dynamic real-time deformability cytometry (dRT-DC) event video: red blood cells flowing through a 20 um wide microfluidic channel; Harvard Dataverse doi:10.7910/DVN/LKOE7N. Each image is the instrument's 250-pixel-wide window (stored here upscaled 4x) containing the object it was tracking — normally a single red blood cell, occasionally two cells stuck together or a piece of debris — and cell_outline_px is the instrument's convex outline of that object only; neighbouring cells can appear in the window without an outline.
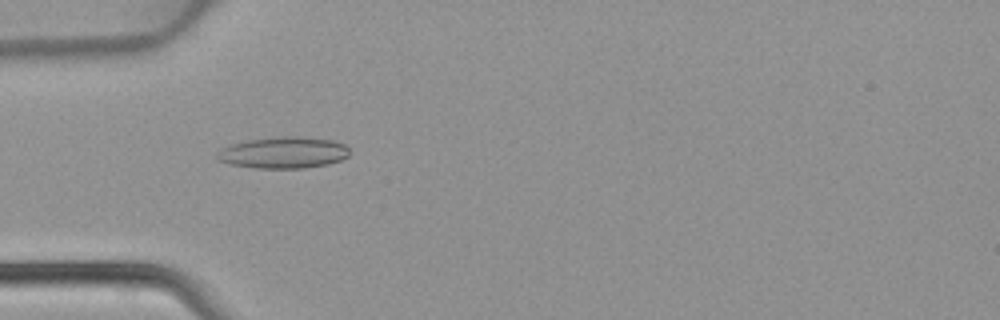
{"species": "common noctule bat (a hibernating species)", "species_latin": "Nyctalus noctula", "temperature_condition": "warm", "stored_images_in_passage": 46, "camera_frame_rate_fps": 3000, "um_per_image_px": 0.085, "animal": {"sex": "female", "body_mass_g": 22.7, "forearm_length_mm": 54.2}, "frame": {"image": 1, "passage_image": 14, "time_ms": 4.333, "image_size_px": [1000, 320], "cell_outline_px": [[348, 156], [340, 160], [328, 164], [304, 168], [256, 168], [232, 164], [216, 160], [216, 152], [220, 148], [232, 144], [248, 140], [276, 136], [300, 136], [332, 140], [344, 144], [348, 148]], "centroid_in_image_um": [24.06, 12.96], "position_along_channel_um": 60.9, "area_um2": 24.39}}
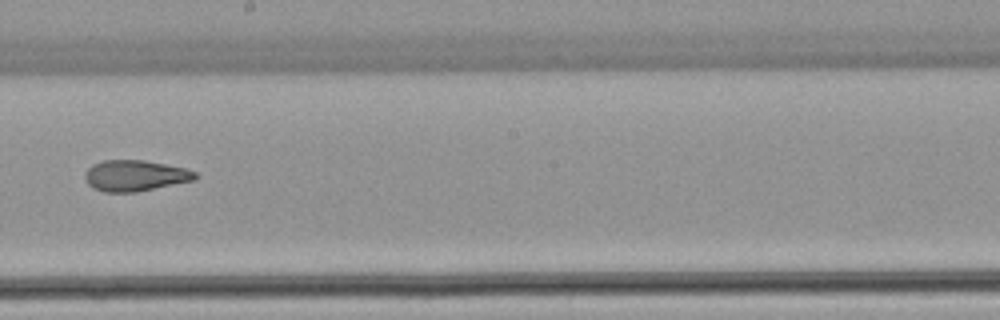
{"frame": {"image": 2, "passage_image": 26, "time_ms": 8.333, "image_size_px": [1000, 320], "cell_outline_px": [[196, 180], [136, 192], [104, 192], [92, 188], [88, 184], [84, 176], [84, 172], [92, 164], [104, 160], [144, 160], [184, 168], [196, 172]], "centroid_in_image_um": [11.45, 14.93], "position_along_channel_um": 236.8, "area_um2": 19.94}}
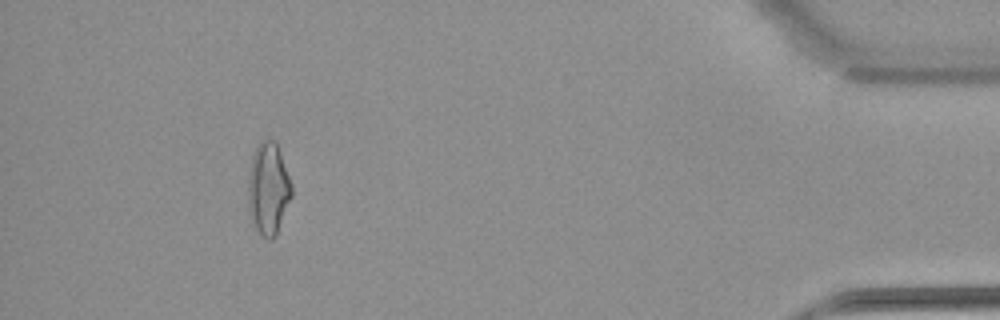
{"frame": {"image": 3, "passage_image": 42, "time_ms": 13.667, "image_size_px": [1000, 320], "cell_outline_px": [[292, 196], [276, 236], [272, 240], [268, 240], [256, 228], [248, 212], [248, 172], [252, 156], [260, 140], [276, 140], [292, 184]], "centroid_in_image_um": [22.81, 16.03], "position_along_channel_um": 412.4, "area_um2": 23.58}}